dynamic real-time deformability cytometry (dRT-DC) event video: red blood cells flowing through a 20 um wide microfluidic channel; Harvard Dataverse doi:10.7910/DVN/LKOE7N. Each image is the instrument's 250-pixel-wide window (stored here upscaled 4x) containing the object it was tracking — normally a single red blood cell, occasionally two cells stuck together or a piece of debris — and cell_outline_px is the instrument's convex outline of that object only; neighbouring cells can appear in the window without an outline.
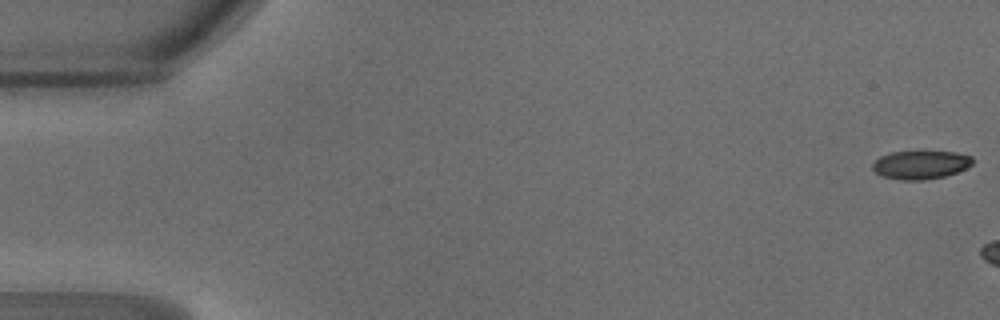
{"species": "common noctule bat (a hibernating species)", "species_latin": "Nyctalus noctula", "temperature_condition": "warm", "stored_images_in_passage": 5, "camera_frame_rate_fps": 3000, "um_per_image_px": 0.085, "animal": {"sex": "male", "body_mass_g": 18.8}, "frame": {"image": 1, "passage_image": 1, "time_ms": 0.0, "image_size_px": [1000, 320], "cell_outline_px": [[972, 164], [956, 172], [944, 176], [924, 180], [900, 180], [884, 176], [876, 172], [872, 168], [872, 164], [880, 156], [892, 152], [956, 152], [972, 156]], "centroid_in_image_um": [78.24, 14.01], "position_along_channel_um": 6.8, "area_um2": 16.3}}